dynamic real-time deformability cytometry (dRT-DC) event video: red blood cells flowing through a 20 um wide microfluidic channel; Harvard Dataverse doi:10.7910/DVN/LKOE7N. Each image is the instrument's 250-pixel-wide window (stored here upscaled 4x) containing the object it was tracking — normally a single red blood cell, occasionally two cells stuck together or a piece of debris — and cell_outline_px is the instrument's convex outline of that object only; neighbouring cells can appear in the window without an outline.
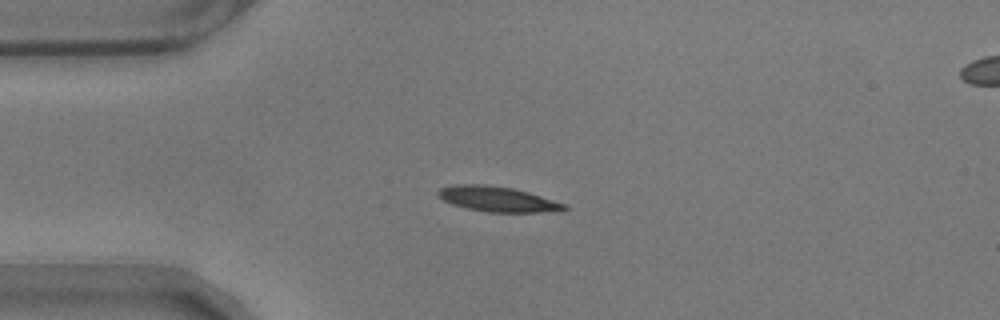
{"species": "common noctule bat (a hibernating species)", "species_latin": "Nyctalus noctula", "temperature_condition": "warm", "stored_images_in_passage": 44, "camera_frame_rate_fps": 3000, "um_per_image_px": 0.085, "animal": {"sex": "male", "body_mass_g": 17.9}, "frame": {"image": 1, "passage_image": 1, "time_ms": 0.0, "image_size_px": [1000, 320], "cell_outline_px": [[568, 208], [536, 212], [488, 212], [468, 208], [452, 204], [436, 196], [436, 192], [440, 188], [452, 184], [484, 184], [512, 188], [528, 192], [568, 204]], "centroid_in_image_um": [42.23, 16.9], "position_along_channel_um": 42.8, "area_um2": 18.38}}
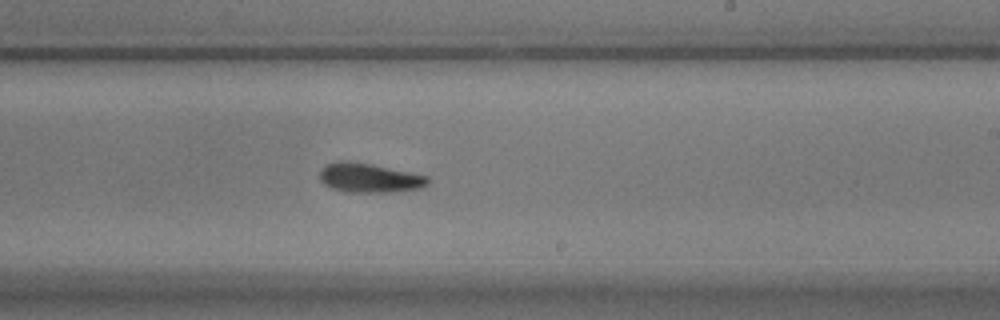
{"frame": {"image": 2, "passage_image": 21, "time_ms": 6.667, "image_size_px": [1000, 320], "cell_outline_px": [[428, 184], [420, 188], [384, 192], [344, 192], [332, 188], [324, 184], [320, 180], [320, 168], [324, 164], [336, 160], [348, 160], [372, 164], [428, 176]], "centroid_in_image_um": [31.31, 15.1], "position_along_channel_um": 257.7, "area_um2": 18.55}}
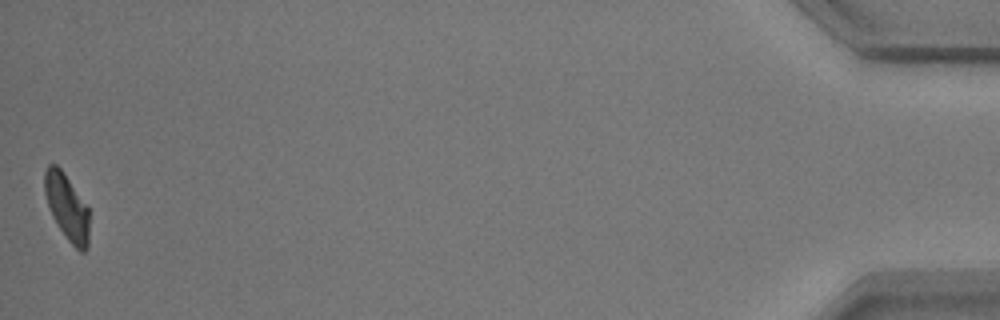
{"frame": {"image": 3, "passage_image": 44, "time_ms": 14.333, "image_size_px": [1000, 320], "cell_outline_px": [[88, 248], [84, 252], [80, 252], [68, 240], [52, 216], [44, 192], [44, 172], [48, 164], [56, 164], [64, 172], [88, 208]], "centroid_in_image_um": [5.67, 17.59], "position_along_channel_um": 429.5, "area_um2": 16.99}, "authors_computed_cell_mechanics": {"area_um2": 18.4671, "velocity_mm_per_s": 3.5116, "shape_relaxation_time_tau1_ms": 4.771, "shape_relaxation_time_tau2_ms": 1.2264, "deformation_change_tau1": 0.1633, "deformation_change_tau2": 0.0833}}